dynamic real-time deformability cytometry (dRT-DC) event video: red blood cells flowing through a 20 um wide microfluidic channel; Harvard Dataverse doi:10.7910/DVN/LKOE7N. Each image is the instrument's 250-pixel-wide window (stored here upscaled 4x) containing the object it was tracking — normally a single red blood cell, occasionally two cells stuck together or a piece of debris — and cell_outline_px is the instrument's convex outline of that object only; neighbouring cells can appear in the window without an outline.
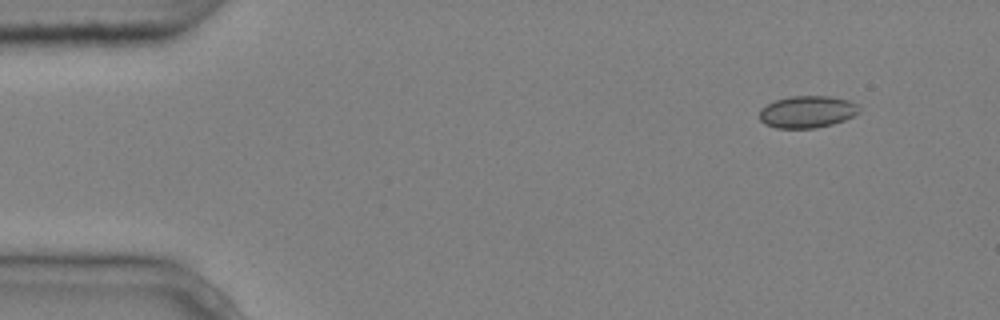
{"species": "common noctule bat (a hibernating species)", "species_latin": "Nyctalus noctula", "temperature_condition": "cold", "stored_images_in_passage": 4, "camera_frame_rate_fps": 3000, "um_per_image_px": 0.085, "animal": {"sex": "male", "body_mass_g": 20.4}, "frame": {"image": 1, "passage_image": 1, "time_ms": 0.0, "image_size_px": [1000, 320], "cell_outline_px": [[860, 112], [844, 120], [832, 124], [816, 128], [776, 128], [764, 124], [760, 120], [760, 108], [776, 100], [788, 96], [828, 96], [848, 100], [856, 104], [860, 108]], "centroid_in_image_um": [68.6, 9.51], "position_along_channel_um": 16.4, "area_um2": 18.61}}